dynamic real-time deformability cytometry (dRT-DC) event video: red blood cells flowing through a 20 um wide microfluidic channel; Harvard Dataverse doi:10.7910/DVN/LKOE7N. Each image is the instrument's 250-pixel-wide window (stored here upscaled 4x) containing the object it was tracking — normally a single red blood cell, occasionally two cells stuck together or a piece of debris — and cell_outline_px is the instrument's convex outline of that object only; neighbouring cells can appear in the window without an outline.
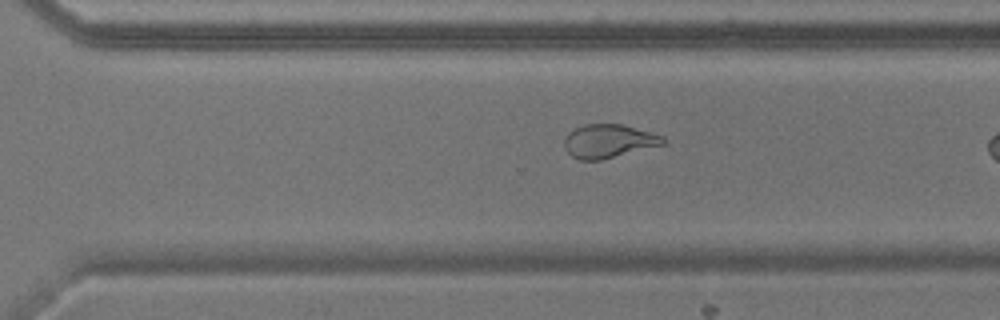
{"species": "common noctule bat (a hibernating species)", "species_latin": "Nyctalus noctula", "temperature_condition": "warm", "stored_images_in_passage": 38, "camera_frame_rate_fps": 3000, "um_per_image_px": 0.085, "animal": {"sex": "male", "body_mass_g": 17.9}, "frame": {"image": 1, "passage_image": 33, "time_ms": 10.667, "image_size_px": [1000, 320], "cell_outline_px": [[668, 140], [664, 144], [600, 160], [580, 160], [572, 156], [564, 148], [564, 140], [576, 128], [584, 124], [624, 124], [664, 136]], "centroid_in_image_um": [51.77, 11.99], "position_along_channel_um": 318.8, "area_um2": 19.13}}